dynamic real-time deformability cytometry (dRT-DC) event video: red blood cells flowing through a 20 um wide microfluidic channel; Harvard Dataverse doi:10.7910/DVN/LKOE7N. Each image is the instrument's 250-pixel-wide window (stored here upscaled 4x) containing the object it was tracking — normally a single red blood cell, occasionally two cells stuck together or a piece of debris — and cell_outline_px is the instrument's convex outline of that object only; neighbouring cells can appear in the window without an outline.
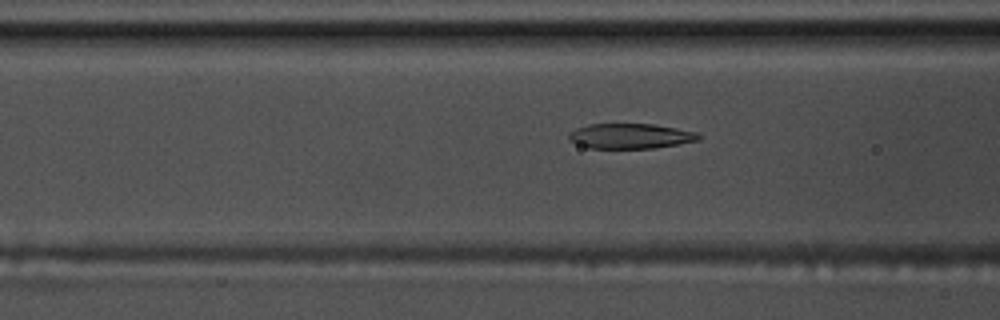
{"species": "common noctule bat (a hibernating species)", "species_latin": "Nyctalus noctula", "temperature_condition": "warm", "stored_images_in_passage": 42, "camera_frame_rate_fps": 3000, "um_per_image_px": 0.085, "animal": {"sex": "male", "body_mass_g": 17.5, "forearm_length_mm": 52.3}, "frame": {"image": 1, "passage_image": 7, "time_ms": 2.0, "image_size_px": [1000, 320], "cell_outline_px": [[700, 140], [652, 148], [588, 148], [576, 144], [568, 140], [568, 132], [576, 128], [588, 124], [652, 124], [676, 128], [696, 132], [700, 136]], "centroid_in_image_um": [53.51, 11.56], "position_along_channel_um": 113.1, "area_um2": 18.96}}
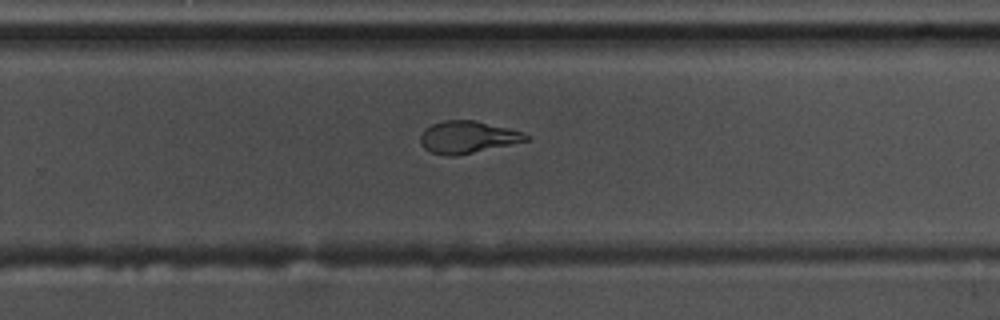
{"frame": {"image": 2, "passage_image": 22, "time_ms": 7.0, "image_size_px": [1000, 320], "cell_outline_px": [[528, 140], [456, 156], [448, 156], [432, 152], [424, 148], [420, 144], [420, 136], [424, 128], [432, 124], [444, 120], [476, 120], [524, 132], [528, 136]], "centroid_in_image_um": [39.7, 11.64], "position_along_channel_um": 290.1, "area_um2": 19.71}}
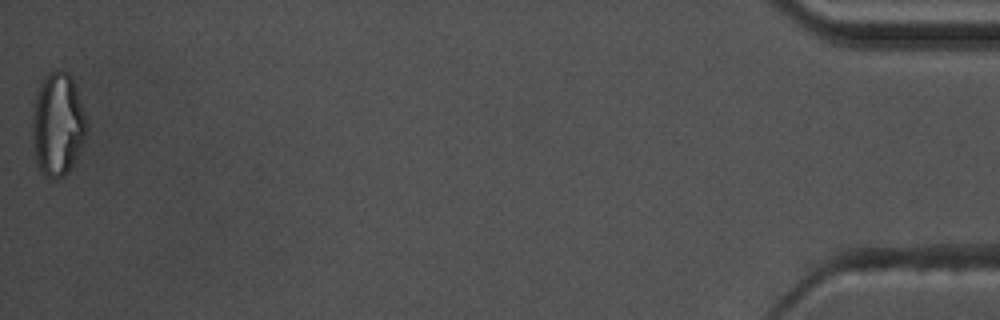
{"frame": {"image": 3, "passage_image": 42, "time_ms": 13.667, "image_size_px": [1000, 320], "cell_outline_px": [[88, 128], [84, 144], [72, 164], [64, 176], [48, 176], [36, 164], [32, 136], [32, 116], [36, 96], [40, 84], [44, 76], [52, 68], [56, 68], [68, 72], [72, 76], [88, 124]], "centroid_in_image_um": [4.92, 10.5], "position_along_channel_um": 430.3, "area_um2": 32.66}, "authors_computed_cell_mechanics": {"area_um2": 20.1722, "velocity_mm_per_s": 3.5495, "shape_relaxation_time_tau1_ms": 4.8353, "shape_relaxation_time_tau2_ms": 1.7088, "deformation_change_tau1": 0.1989, "deformation_change_tau2": 0.0884}}